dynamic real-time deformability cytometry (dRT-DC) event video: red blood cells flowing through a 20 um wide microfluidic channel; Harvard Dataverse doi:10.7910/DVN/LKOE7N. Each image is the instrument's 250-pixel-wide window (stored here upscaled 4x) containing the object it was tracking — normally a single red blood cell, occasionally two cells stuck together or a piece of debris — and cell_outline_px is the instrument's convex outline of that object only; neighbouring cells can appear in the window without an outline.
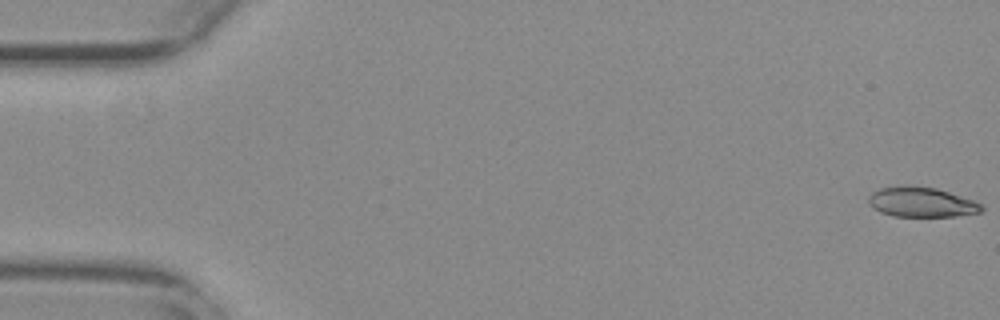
{"species": "common noctule bat (a hibernating species)", "species_latin": "Nyctalus noctula", "temperature_condition": "warm", "stored_images_in_passage": 55, "camera_frame_rate_fps": 3000, "um_per_image_px": 0.085, "animal": {"sex": "female", "body_mass_g": 29.2, "forearm_length_mm": 56.3}, "frame": {"image": 1, "passage_image": 1, "time_ms": 0.0, "image_size_px": [1000, 320], "cell_outline_px": [[984, 208], [980, 212], [956, 216], [892, 216], [880, 212], [868, 200], [868, 196], [872, 192], [880, 188], [904, 184], [908, 184], [936, 188], [972, 200], [980, 204]], "centroid_in_image_um": [78.29, 17.16], "position_along_channel_um": 6.7, "area_um2": 19.59}}
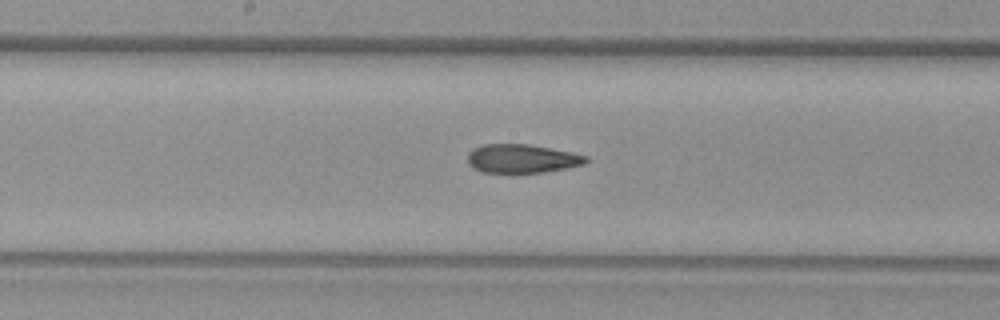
{"frame": {"image": 2, "passage_image": 29, "time_ms": 9.333, "image_size_px": [1000, 320], "cell_outline_px": [[588, 160], [584, 164], [568, 168], [544, 172], [516, 176], [512, 176], [480, 172], [472, 168], [468, 164], [468, 152], [472, 148], [484, 144], [528, 144], [572, 152], [588, 156]], "centroid_in_image_um": [44.31, 13.54], "position_along_channel_um": 203.9, "area_um2": 20.87}}
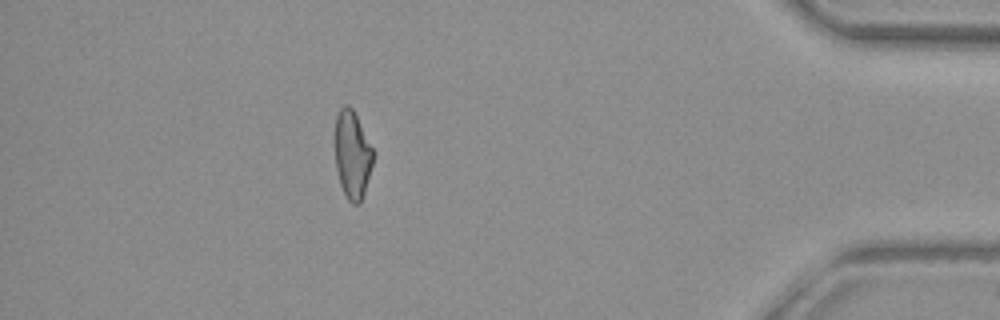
{"frame": {"image": 3, "passage_image": 49, "time_ms": 16.0, "image_size_px": [1000, 320], "cell_outline_px": [[376, 152], [364, 192], [360, 204], [352, 204], [348, 200], [340, 184], [336, 168], [332, 140], [336, 116], [340, 108], [344, 104], [348, 104], [352, 108]], "centroid_in_image_um": [29.92, 13.1], "position_along_channel_um": 405.3, "area_um2": 20.29}, "authors_computed_cell_mechanics": {"area_um2": 20.6924, "velocity_mm_per_s": 3.7917, "shape_relaxation_time_tau1_ms": null, "shape_relaxation_time_tau2_ms": 2.7475, "deformation_change_tau1": null, "deformation_change_tau2": 0.0963}}